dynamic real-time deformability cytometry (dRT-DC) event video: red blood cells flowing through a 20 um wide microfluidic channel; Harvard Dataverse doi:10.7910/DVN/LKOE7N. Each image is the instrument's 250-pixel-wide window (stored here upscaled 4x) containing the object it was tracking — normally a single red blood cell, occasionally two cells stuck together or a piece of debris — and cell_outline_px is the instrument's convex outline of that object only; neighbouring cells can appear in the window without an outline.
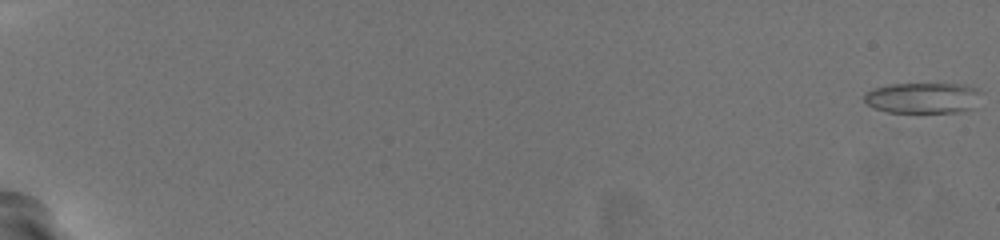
{"species": "common noctule bat (a hibernating species)", "species_latin": "Nyctalus noctula", "temperature_condition": "warm", "stored_images_in_passage": 60, "camera_frame_rate_fps": 3000, "um_per_image_px": 0.085, "animal": {"sex": "female", "body_mass_g": 19.5, "forearm_length_mm": 54.1}, "frame": {"image": 1, "passage_image": 1, "time_ms": 0.0, "image_size_px": [1000, 240], "cell_outline_px": [[980, 92], [972, 108], [960, 112], [888, 112], [872, 108], [864, 100], [864, 92], [872, 88], [892, 84], [968, 84], [976, 88]], "centroid_in_image_um": [78.39, 8.31], "position_along_channel_um": 6.6, "area_um2": 20.98}}
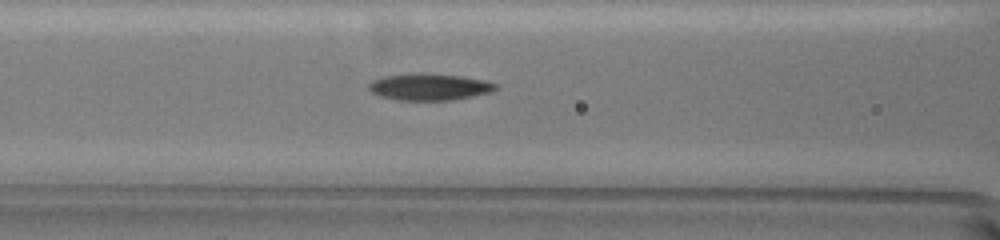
{"frame": {"image": 2, "passage_image": 30, "time_ms": 9.667, "image_size_px": [1000, 240], "cell_outline_px": [[500, 84], [492, 92], [452, 100], [396, 100], [380, 96], [372, 92], [368, 88], [368, 84], [372, 80], [384, 76], [420, 72], [460, 76], [484, 80]], "centroid_in_image_um": [36.49, 7.38], "position_along_channel_um": 130.1, "area_um2": 19.88}}
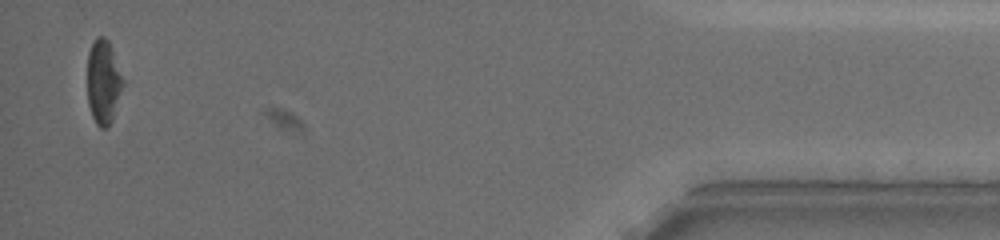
{"frame": {"image": 3, "passage_image": 59, "time_ms": 19.333, "image_size_px": [1000, 240], "cell_outline_px": [[124, 84], [112, 120], [108, 128], [100, 128], [96, 124], [92, 116], [88, 104], [88, 52], [96, 36], [104, 36], [108, 40], [112, 48], [124, 80]], "centroid_in_image_um": [8.79, 6.97], "position_along_channel_um": 426.4, "area_um2": 17.57}, "authors_computed_cell_mechanics": {"area_um2": 19.7387, "velocity_mm_per_s": 3.7512, "shape_relaxation_time_tau1_ms": 4.4218, "shape_relaxation_time_tau2_ms": 4.7643, "deformation_change_tau1": 0.1735, "deformation_change_tau2": 0.1444}}